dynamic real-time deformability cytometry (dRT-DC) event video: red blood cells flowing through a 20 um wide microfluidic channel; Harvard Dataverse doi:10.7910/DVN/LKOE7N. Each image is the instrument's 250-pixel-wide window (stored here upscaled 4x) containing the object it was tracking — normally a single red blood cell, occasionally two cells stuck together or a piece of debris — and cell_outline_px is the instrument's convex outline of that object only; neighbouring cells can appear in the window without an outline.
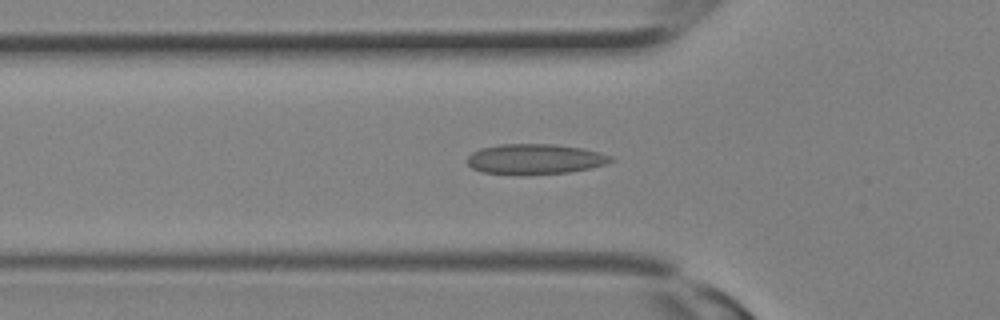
{"species": "Egyptian fruit bat (a non-hibernating species)", "species_latin": "Rousettus aegyptiacus", "temperature_condition": "room temperature", "stored_images_in_passage": 8, "camera_frame_rate_fps": 3000, "um_per_image_px": 0.085, "animal": {"sex": "female"}, "frame": {"image": 1, "passage_image": 2, "time_ms": 0.333, "image_size_px": [1000, 320], "cell_outline_px": [[616, 160], [604, 164], [588, 168], [568, 172], [524, 176], [516, 176], [484, 172], [472, 168], [468, 164], [468, 156], [472, 152], [480, 148], [500, 144], [552, 144], [584, 148], [600, 152], [612, 156]], "centroid_in_image_um": [45.46, 13.53], "position_along_channel_um": 80.3, "area_um2": 25.72}}
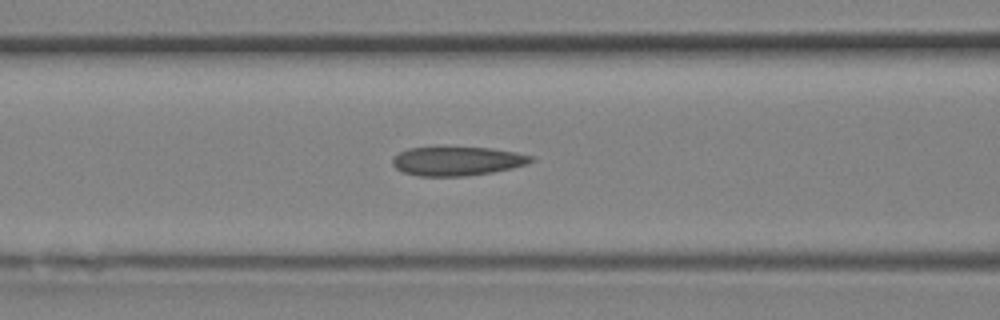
{"frame": {"image": 2, "passage_image": 4, "time_ms": 1.0, "image_size_px": [1000, 320], "cell_outline_px": [[536, 160], [512, 168], [492, 172], [464, 176], [420, 176], [404, 172], [396, 168], [392, 164], [392, 160], [400, 152], [408, 148], [448, 144], [492, 148], [516, 152], [532, 156]], "centroid_in_image_um": [38.84, 13.64], "position_along_channel_um": 127.8, "area_um2": 24.22}}
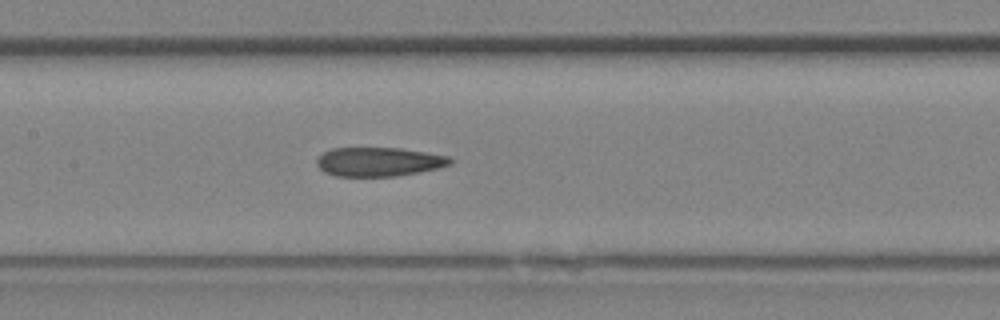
{"frame": {"image": 3, "passage_image": 6, "time_ms": 1.667, "image_size_px": [1000, 320], "cell_outline_px": [[452, 164], [436, 168], [396, 176], [336, 176], [324, 172], [316, 164], [316, 160], [324, 152], [332, 148], [400, 148], [448, 156], [452, 160]], "centroid_in_image_um": [32.17, 13.75], "position_along_channel_um": 175.2, "area_um2": 22.31}}